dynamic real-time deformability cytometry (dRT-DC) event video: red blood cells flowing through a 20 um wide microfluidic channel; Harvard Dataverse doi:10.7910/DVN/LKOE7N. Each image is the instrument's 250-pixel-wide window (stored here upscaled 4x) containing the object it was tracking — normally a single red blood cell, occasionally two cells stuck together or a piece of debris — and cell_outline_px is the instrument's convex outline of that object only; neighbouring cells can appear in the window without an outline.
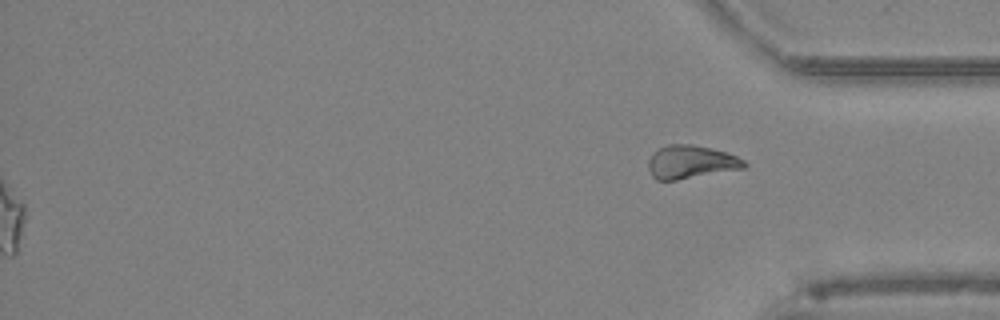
{"species": "Egyptian fruit bat (a non-hibernating species)", "species_latin": "Rousettus aegyptiacus", "temperature_condition": "cold", "stored_images_in_passage": 54, "segment_of_instrument_passage": [2, 2], "camera_frame_rate_fps": 3000, "um_per_image_px": 0.085, "animal": {"sex": "female"}, "frame": {"image": 1, "passage_image": 54, "time_ms": 17.667, "image_size_px": [1000, 320], "cell_outline_px": [[748, 164], [744, 168], [676, 180], [656, 180], [652, 176], [648, 168], [648, 160], [660, 148], [668, 144], [692, 144], [724, 152], [736, 156], [744, 160]], "centroid_in_image_um": [58.71, 13.78], "position_along_channel_um": 376.5, "area_um2": 18.26}}